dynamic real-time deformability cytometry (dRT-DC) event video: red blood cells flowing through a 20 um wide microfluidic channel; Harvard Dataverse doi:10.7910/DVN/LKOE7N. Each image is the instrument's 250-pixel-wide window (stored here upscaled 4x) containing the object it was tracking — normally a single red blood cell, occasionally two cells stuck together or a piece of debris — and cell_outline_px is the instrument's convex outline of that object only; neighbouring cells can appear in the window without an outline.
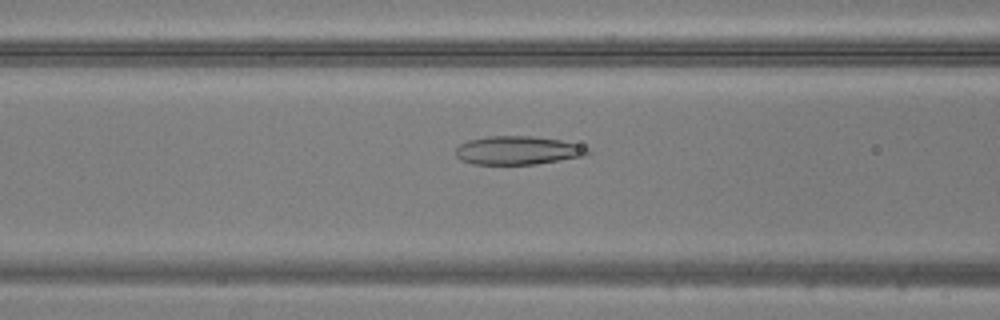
{"species": "common noctule bat (a hibernating species)", "species_latin": "Nyctalus noctula", "temperature_condition": "warm", "stored_images_in_passage": 49, "camera_frame_rate_fps": 3000, "um_per_image_px": 0.085, "animal": {"sex": "male", "body_mass_g": 20.5, "forearm_length_mm": 52.5}, "frame": {"image": 1, "passage_image": 20, "time_ms": 6.333, "image_size_px": [1000, 320], "cell_outline_px": [[592, 152], [584, 156], [536, 164], [472, 164], [460, 160], [456, 156], [456, 148], [460, 144], [468, 140], [488, 136], [532, 136], [560, 140], [576, 144], [588, 148]], "centroid_in_image_um": [43.99, 12.78], "position_along_channel_um": 122.6, "area_um2": 21.91}}
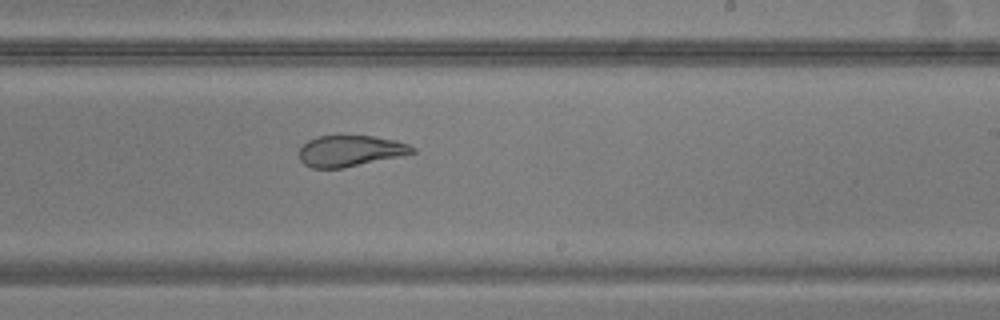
{"frame": {"image": 2, "passage_image": 30, "time_ms": 9.667, "image_size_px": [1000, 320], "cell_outline_px": [[416, 152], [344, 168], [312, 168], [304, 164], [300, 160], [300, 148], [308, 140], [316, 136], [372, 136], [396, 140], [408, 144], [416, 148]], "centroid_in_image_um": [29.76, 12.82], "position_along_channel_um": 259.2, "area_um2": 20.35}}
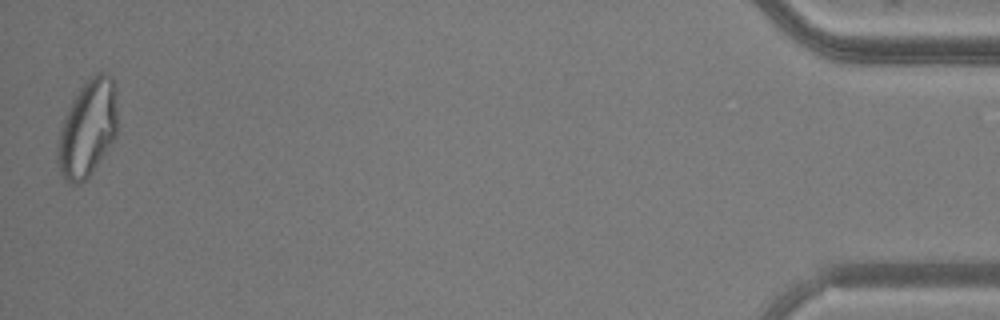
{"frame": {"image": 3, "passage_image": 49, "time_ms": 16.0, "image_size_px": [1000, 320], "cell_outline_px": [[116, 136], [92, 172], [84, 180], [76, 184], [72, 184], [60, 172], [56, 160], [56, 144], [60, 128], [64, 116], [72, 100], [88, 76], [96, 72], [108, 72], [112, 76], [116, 108]], "centroid_in_image_um": [7.41, 10.89], "position_along_channel_um": 427.8, "area_um2": 33.76}}